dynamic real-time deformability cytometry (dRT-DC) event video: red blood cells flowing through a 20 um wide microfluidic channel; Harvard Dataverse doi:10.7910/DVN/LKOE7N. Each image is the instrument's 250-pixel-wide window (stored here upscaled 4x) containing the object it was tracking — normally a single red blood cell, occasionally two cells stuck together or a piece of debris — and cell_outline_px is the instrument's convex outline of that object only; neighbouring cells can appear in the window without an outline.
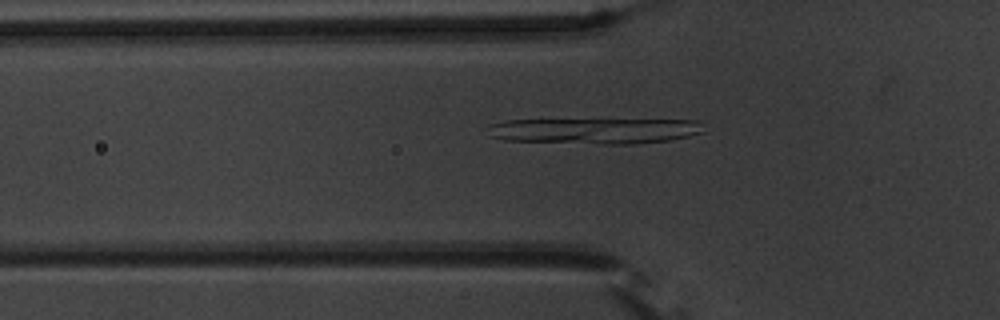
{"species": "common noctule bat (a hibernating species)", "species_latin": "Nyctalus noctula", "temperature_condition": "warm", "stored_images_in_passage": 42, "camera_frame_rate_fps": 3000, "um_per_image_px": 0.085, "animal": {"sex": "male", "body_mass_g": 20.1, "forearm_length_mm": 53.5}, "frame": {"image": 1, "passage_image": 6, "time_ms": 1.667, "image_size_px": [1000, 320], "cell_outline_px": [[704, 132], [672, 140], [636, 144], [604, 144], [504, 140], [488, 136], [488, 124], [504, 120], [700, 120]], "centroid_in_image_um": [50.53, 11.12], "position_along_channel_um": 75.3, "area_um2": 32.54}}